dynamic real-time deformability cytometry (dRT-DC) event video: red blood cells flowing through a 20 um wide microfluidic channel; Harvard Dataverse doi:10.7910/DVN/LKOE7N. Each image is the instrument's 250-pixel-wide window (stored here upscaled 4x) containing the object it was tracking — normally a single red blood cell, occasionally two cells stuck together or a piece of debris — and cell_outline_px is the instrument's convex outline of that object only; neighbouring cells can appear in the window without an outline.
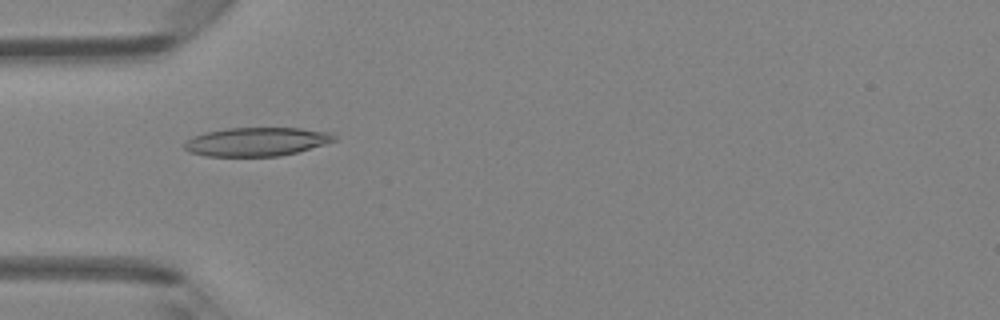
{"species": "Egyptian fruit bat (a non-hibernating species)", "species_latin": "Rousettus aegyptiacus", "temperature_condition": "room temperature", "stored_images_in_passage": 47, "camera_frame_rate_fps": 3000, "um_per_image_px": 0.085, "animal": {"sex": "female"}, "frame": {"image": 1, "passage_image": 15, "time_ms": 4.667, "image_size_px": [1000, 320], "cell_outline_px": [[336, 140], [324, 144], [296, 152], [280, 156], [204, 156], [188, 152], [184, 148], [184, 144], [192, 136], [204, 132], [228, 128], [300, 128], [332, 132], [336, 136]], "centroid_in_image_um": [21.79, 12.04], "position_along_channel_um": 63.2, "area_um2": 25.09}}
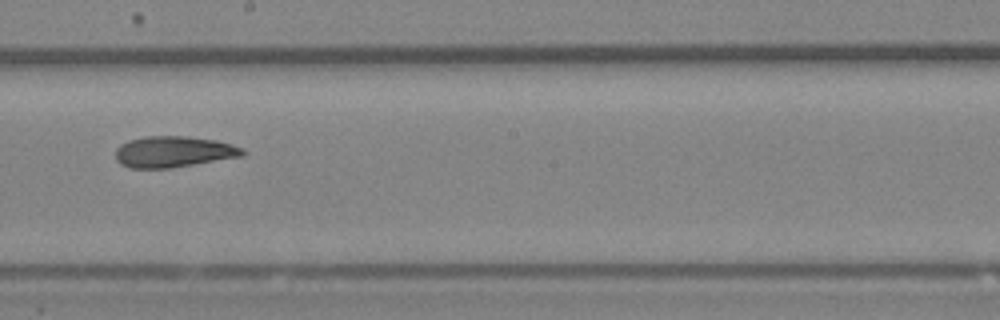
{"frame": {"image": 2, "passage_image": 27, "time_ms": 8.667, "image_size_px": [1000, 320], "cell_outline_px": [[244, 156], [172, 168], [128, 168], [120, 164], [116, 160], [116, 148], [120, 144], [128, 140], [144, 136], [184, 136], [216, 140], [232, 144], [244, 148]], "centroid_in_image_um": [14.74, 12.9], "position_along_channel_um": 233.5, "area_um2": 23.29}}
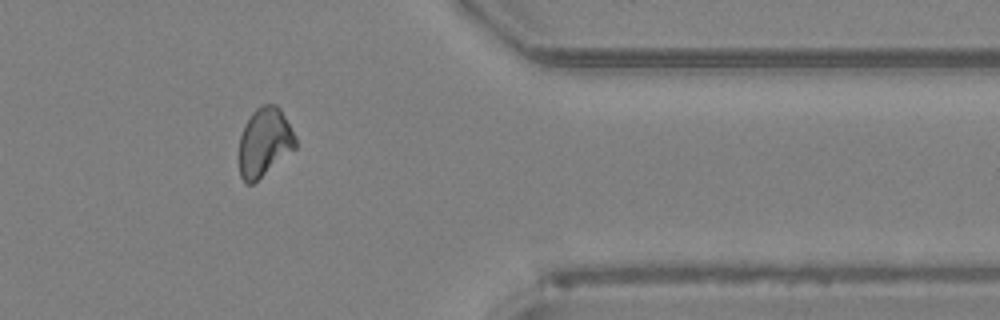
{"frame": {"image": 3, "passage_image": 39, "time_ms": 12.667, "image_size_px": [1000, 320], "cell_outline_px": [[296, 148], [252, 184], [244, 184], [240, 176], [240, 136], [244, 124], [252, 112], [256, 108], [264, 104], [276, 104], [280, 108], [296, 136]], "centroid_in_image_um": [22.48, 12.07], "position_along_channel_um": 388.9, "area_um2": 22.54}, "authors_computed_cell_mechanics": {"area_um2": 23.2934, "velocity_mm_per_s": 4.3101, "shape_relaxation_time_tau1_ms": null, "shape_relaxation_time_tau2_ms": 10.3477, "deformation_change_tau1": null, "deformation_change_tau2": 0.214}}